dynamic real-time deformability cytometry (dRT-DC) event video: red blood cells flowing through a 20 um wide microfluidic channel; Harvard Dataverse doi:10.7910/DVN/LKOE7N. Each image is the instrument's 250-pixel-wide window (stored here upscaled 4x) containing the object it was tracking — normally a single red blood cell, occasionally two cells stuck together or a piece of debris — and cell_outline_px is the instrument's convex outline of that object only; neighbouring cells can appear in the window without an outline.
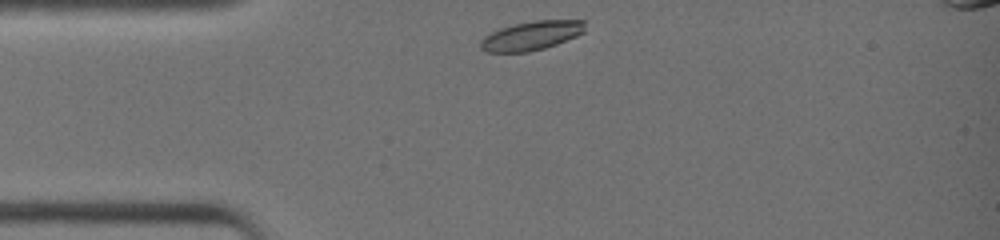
{"species": "common noctule bat (a hibernating species)", "species_latin": "Nyctalus noctula", "temperature_condition": "warm", "stored_images_in_passage": 28, "camera_frame_rate_fps": 3000, "um_per_image_px": 0.085, "animal": {"sex": "female", "body_mass_g": 19.0, "forearm_length_mm": 51.5}, "frame": {"image": 1, "passage_image": 1, "time_ms": 0.0, "image_size_px": [1000, 240], "cell_outline_px": [[584, 32], [576, 36], [556, 44], [544, 48], [528, 52], [488, 52], [480, 48], [480, 40], [484, 36], [500, 28], [532, 20], [584, 20]], "centroid_in_image_um": [45.15, 3.03], "position_along_channel_um": 39.8, "area_um2": 17.57}}
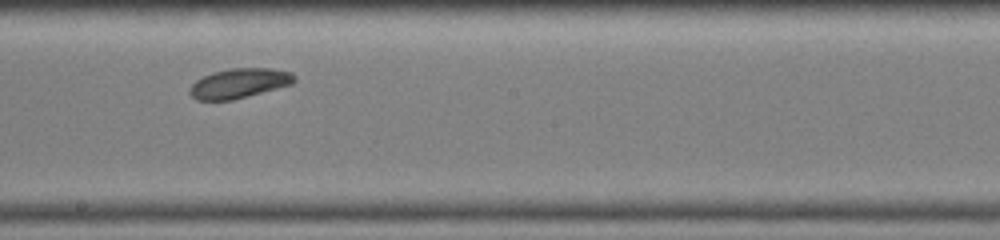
{"frame": {"image": 2, "passage_image": 15, "time_ms": 4.667, "image_size_px": [1000, 240], "cell_outline_px": [[296, 80], [292, 84], [232, 100], [196, 100], [188, 92], [188, 88], [196, 80], [212, 72], [232, 68], [272, 68], [292, 72], [296, 76]], "centroid_in_image_um": [20.33, 7.07], "position_along_channel_um": 227.9, "area_um2": 18.15}}
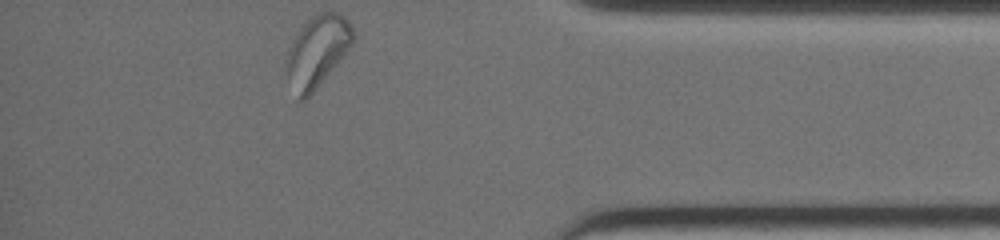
{"frame": {"image": 3, "passage_image": 28, "time_ms": 9.0, "image_size_px": [1000, 240], "cell_outline_px": [[356, 36], [352, 44], [312, 92], [304, 100], [300, 100], [288, 76], [284, 64], [284, 60], [292, 40], [300, 24], [312, 16], [320, 12], [340, 12], [348, 20]], "centroid_in_image_um": [26.95, 4.26], "position_along_channel_um": 408.3, "area_um2": 27.34}, "authors_computed_cell_mechanics": {"area_um2": 18.4382, "velocity_mm_per_s": 4.5372, "shape_relaxation_time_tau1_ms": 1.4798, "shape_relaxation_time_tau2_ms": 4.504, "deformation_change_tau1": 0.0659, "deformation_change_tau2": 0.0837}}